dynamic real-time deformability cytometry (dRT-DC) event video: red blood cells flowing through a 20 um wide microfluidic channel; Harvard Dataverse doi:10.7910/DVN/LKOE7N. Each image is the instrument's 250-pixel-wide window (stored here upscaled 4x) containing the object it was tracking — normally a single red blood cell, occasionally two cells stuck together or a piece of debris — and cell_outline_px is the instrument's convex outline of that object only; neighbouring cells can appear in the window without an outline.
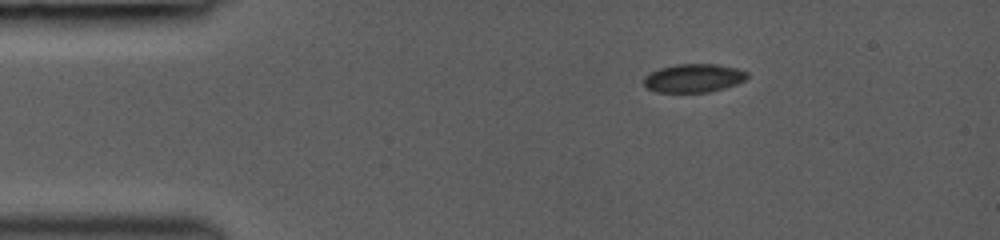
{"species": "common noctule bat (a hibernating species)", "species_latin": "Nyctalus noctula", "temperature_condition": "room temperature", "stored_images_in_passage": 12, "camera_frame_rate_fps": 3000, "um_per_image_px": 0.085, "animal": {"sex": "female", "body_mass_g": 19.0, "forearm_length_mm": 53.3}, "frame": {"image": 1, "passage_image": 1, "time_ms": 0.0, "image_size_px": [1000, 240], "cell_outline_px": [[748, 76], [744, 80], [736, 84], [724, 88], [708, 92], [656, 92], [648, 88], [644, 84], [644, 76], [660, 68], [676, 64], [716, 64], [736, 68], [748, 72]], "centroid_in_image_um": [58.96, 6.64], "position_along_channel_um": 26.0, "area_um2": 17.05}}
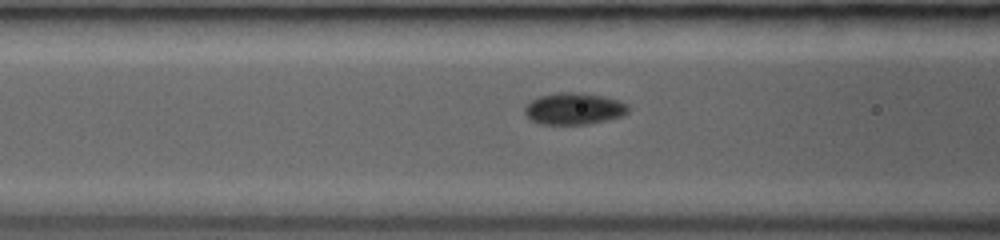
{"frame": {"image": 2, "passage_image": 9, "time_ms": 3.667, "image_size_px": [1000, 240], "cell_outline_px": [[628, 112], [620, 116], [608, 120], [588, 124], [540, 124], [532, 120], [524, 112], [524, 108], [532, 100], [540, 96], [556, 92], [580, 92], [604, 96], [620, 100], [628, 104]], "centroid_in_image_um": [48.81, 9.23], "position_along_channel_um": 117.8, "area_um2": 19.19}}
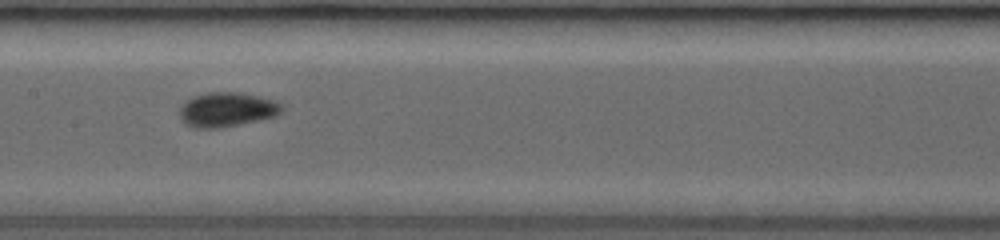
{"frame": {"image": 3, "passage_image": 12, "time_ms": 5.333, "image_size_px": [1000, 240], "cell_outline_px": [[284, 108], [276, 116], [216, 128], [196, 128], [180, 120], [180, 108], [192, 96], [208, 92], [240, 92], [276, 100]], "centroid_in_image_um": [19.29, 9.29], "position_along_channel_um": 188.1, "area_um2": 20.23}}